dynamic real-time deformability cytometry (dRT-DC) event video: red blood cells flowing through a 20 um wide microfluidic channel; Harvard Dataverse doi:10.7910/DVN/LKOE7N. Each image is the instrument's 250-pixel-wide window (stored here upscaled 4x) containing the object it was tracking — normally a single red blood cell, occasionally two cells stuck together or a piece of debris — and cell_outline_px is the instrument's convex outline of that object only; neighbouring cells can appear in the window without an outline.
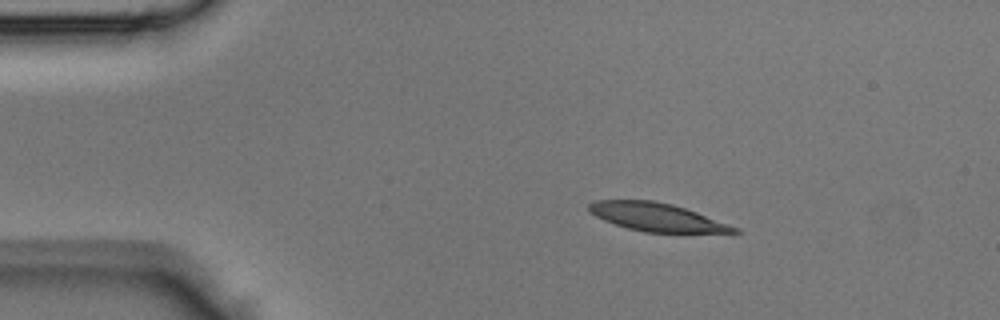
{"species": "Egyptian fruit bat (a non-hibernating species)", "species_latin": "Rousettus aegyptiacus", "temperature_condition": "room temperature", "stored_images_in_passage": 39, "camera_frame_rate_fps": 3000, "um_per_image_px": 0.085, "animal": {"sex": "male"}, "frame": {"image": 1, "passage_image": 3, "time_ms": 0.667, "image_size_px": [1000, 320], "cell_outline_px": [[740, 232], [644, 232], [628, 228], [604, 220], [588, 212], [588, 204], [596, 200], [652, 200], [672, 204], [696, 212], [740, 228]], "centroid_in_image_um": [55.79, 18.44], "position_along_channel_um": 29.2, "area_um2": 23.52}}
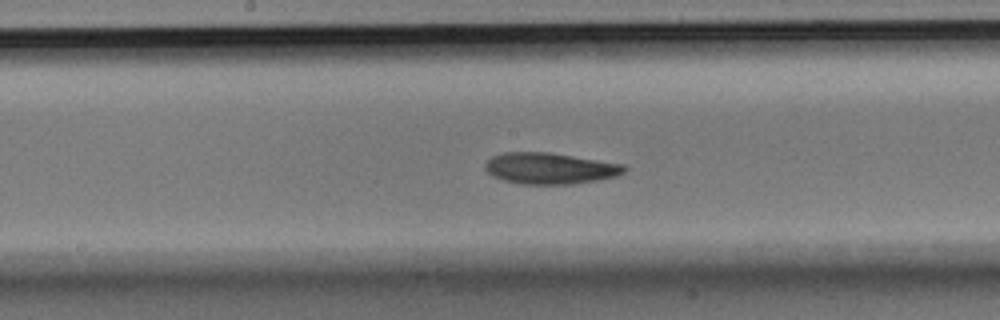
{"frame": {"image": 2, "passage_image": 18, "time_ms": 5.667, "image_size_px": [1000, 320], "cell_outline_px": [[628, 168], [624, 172], [616, 176], [596, 180], [572, 184], [520, 184], [504, 180], [492, 176], [484, 168], [484, 164], [492, 156], [504, 152], [548, 152], [624, 164]], "centroid_in_image_um": [46.73, 14.31], "position_along_channel_um": 201.5, "area_um2": 25.32}}
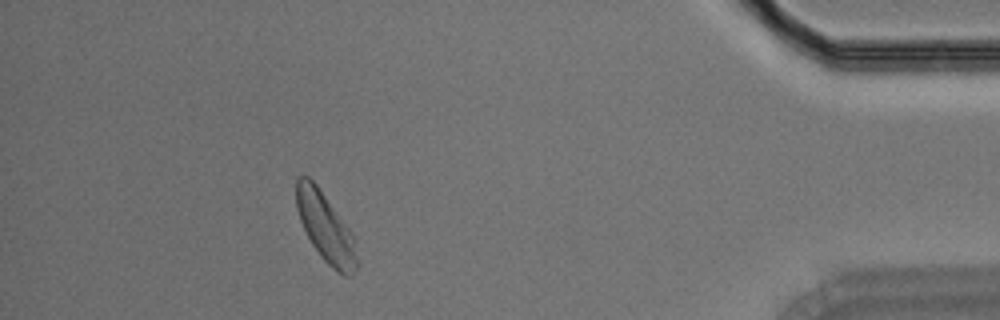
{"frame": {"image": 3, "passage_image": 35, "time_ms": 11.333, "image_size_px": [1000, 320], "cell_outline_px": [[356, 268], [352, 276], [344, 276], [336, 272], [320, 256], [312, 244], [300, 220], [296, 208], [296, 176], [308, 176], [316, 184], [352, 232], [356, 260]], "centroid_in_image_um": [27.64, 19.33], "position_along_channel_um": 407.6, "area_um2": 24.04}}